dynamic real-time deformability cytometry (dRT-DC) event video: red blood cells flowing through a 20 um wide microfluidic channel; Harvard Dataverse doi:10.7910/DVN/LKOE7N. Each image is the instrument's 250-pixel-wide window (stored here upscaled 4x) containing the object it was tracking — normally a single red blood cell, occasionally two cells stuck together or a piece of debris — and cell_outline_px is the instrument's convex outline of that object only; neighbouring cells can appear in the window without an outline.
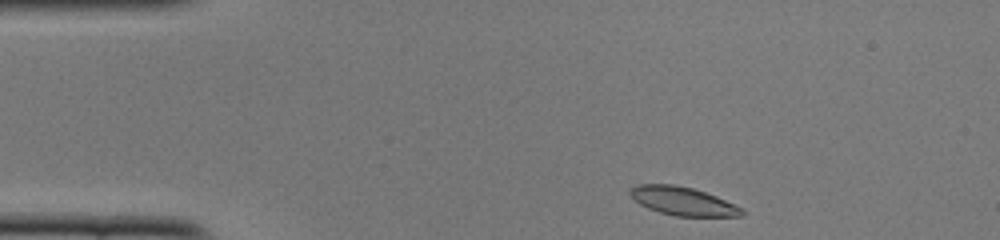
{"species": "common noctule bat (a hibernating species)", "species_latin": "Nyctalus noctula", "temperature_condition": "cold", "stored_images_in_passage": 44, "camera_frame_rate_fps": 3000, "um_per_image_px": 0.085, "animal": {"sex": "female", "body_mass_g": 22.0, "forearm_length_mm": 56.7}, "frame": {"image": 1, "passage_image": 1, "time_ms": 0.0, "image_size_px": [1000, 240], "cell_outline_px": [[744, 216], [676, 216], [660, 212], [648, 208], [640, 204], [628, 192], [632, 188], [640, 184], [672, 184], [692, 188], [716, 196], [740, 208], [744, 212]], "centroid_in_image_um": [58.02, 17.1], "position_along_channel_um": 27.0, "area_um2": 18.09}}
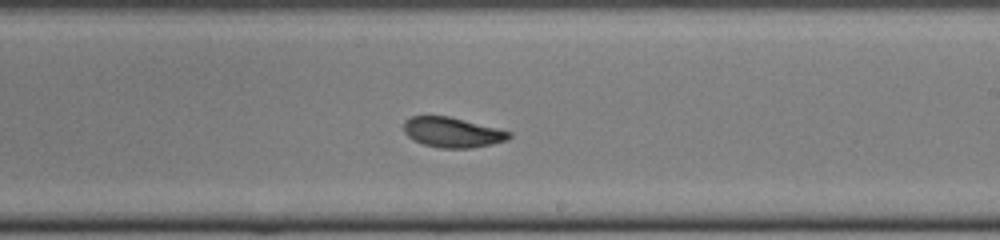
{"frame": {"image": 2, "passage_image": 23, "time_ms": 7.333, "image_size_px": [1000, 240], "cell_outline_px": [[512, 136], [508, 140], [492, 144], [472, 148], [440, 148], [424, 144], [412, 140], [404, 132], [404, 120], [412, 116], [448, 116], [512, 132]], "centroid_in_image_um": [38.45, 11.26], "position_along_channel_um": 250.6, "area_um2": 18.44}}
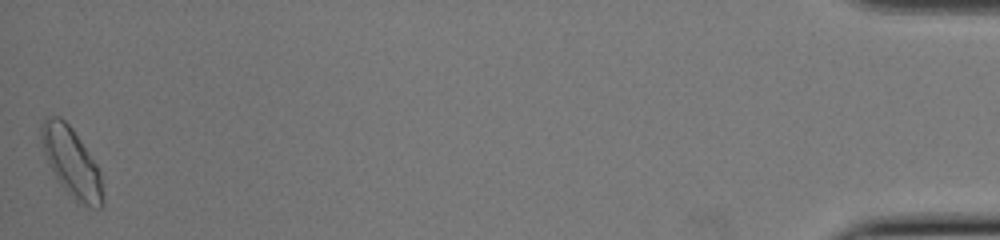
{"frame": {"image": 3, "passage_image": 44, "time_ms": 14.333, "image_size_px": [1000, 240], "cell_outline_px": [[104, 204], [100, 208], [92, 208], [76, 204], [60, 184], [44, 152], [40, 136], [40, 124], [44, 116], [60, 116], [72, 128], [96, 164], [100, 172], [104, 196]], "centroid_in_image_um": [6.09, 13.83], "position_along_channel_um": 429.1, "area_um2": 24.85}, "authors_computed_cell_mechanics": {"area_um2": 19.0451, "velocity_mm_per_s": 3.8728, "shape_relaxation_time_tau1_ms": 3.7288, "shape_relaxation_time_tau2_ms": 2.6564, "deformation_change_tau1": 0.1406, "deformation_change_tau2": 0.082}}